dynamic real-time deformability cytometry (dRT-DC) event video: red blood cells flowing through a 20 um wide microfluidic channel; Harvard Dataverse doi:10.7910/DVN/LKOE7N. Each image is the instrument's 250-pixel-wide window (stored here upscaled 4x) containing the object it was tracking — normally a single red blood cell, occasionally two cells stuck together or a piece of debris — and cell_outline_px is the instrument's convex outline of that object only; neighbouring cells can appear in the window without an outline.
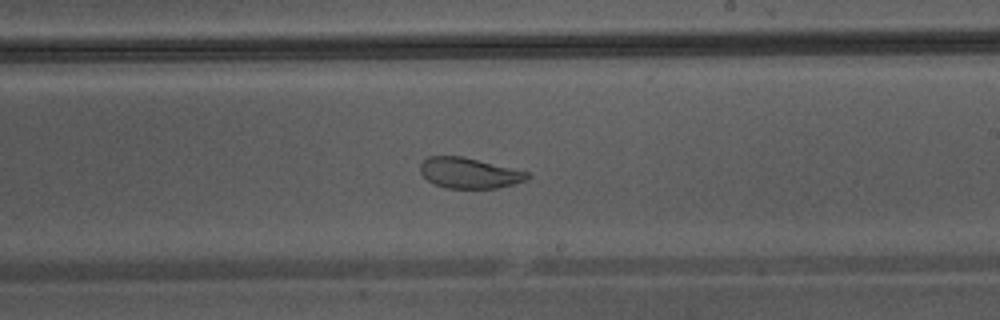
{"species": "Egyptian fruit bat (a non-hibernating species)", "species_latin": "Rousettus aegyptiacus", "temperature_condition": "warm", "stored_images_in_passage": 45, "camera_frame_rate_fps": 3000, "um_per_image_px": 0.085, "animal": {"sex": "male"}, "frame": {"image": 1, "passage_image": 26, "time_ms": 8.333, "image_size_px": [1000, 320], "cell_outline_px": [[532, 176], [528, 180], [496, 188], [444, 188], [432, 184], [420, 172], [420, 164], [428, 156], [460, 156], [528, 172]], "centroid_in_image_um": [39.86, 14.72], "position_along_channel_um": 249.1, "area_um2": 18.96}}
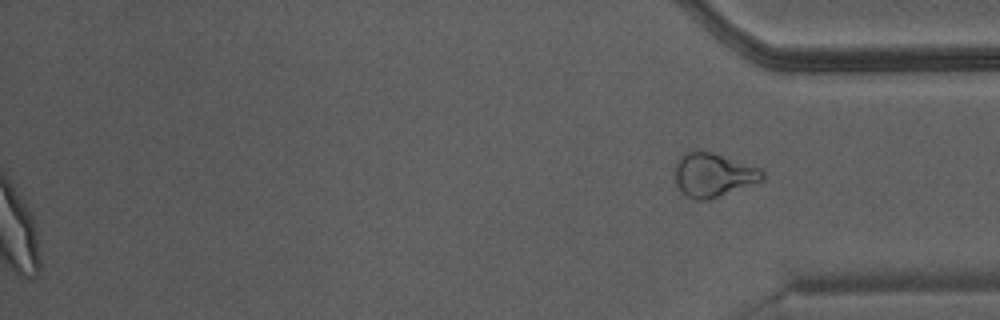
{"frame": {"image": 2, "passage_image": 45, "time_ms": 14.667, "image_size_px": [1000, 320], "cell_outline_px": [[764, 180], [720, 196], [708, 200], [696, 200], [688, 196], [676, 184], [676, 160], [680, 156], [688, 152], [712, 152], [760, 168], [764, 172]], "centroid_in_image_um": [60.65, 14.88], "position_along_channel_um": 374.5, "area_um2": 21.96}}